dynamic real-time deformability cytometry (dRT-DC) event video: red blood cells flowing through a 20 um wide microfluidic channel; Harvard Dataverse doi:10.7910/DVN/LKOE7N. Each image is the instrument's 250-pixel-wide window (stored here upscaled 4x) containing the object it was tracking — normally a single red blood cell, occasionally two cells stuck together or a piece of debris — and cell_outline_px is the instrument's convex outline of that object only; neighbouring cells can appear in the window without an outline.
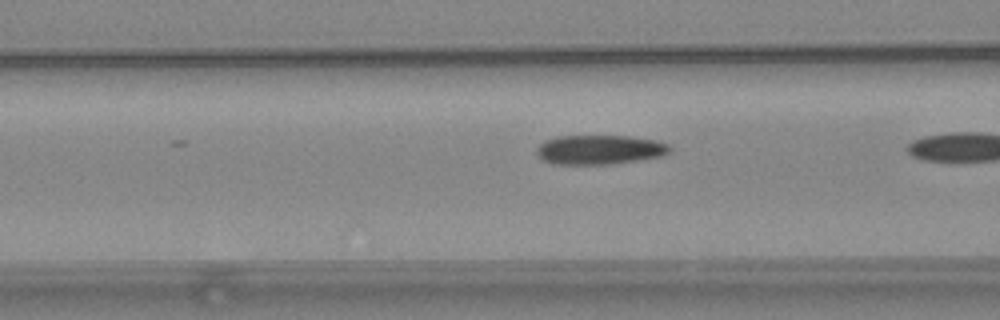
{"species": "common noctule bat (a hibernating species)", "species_latin": "Nyctalus noctula", "temperature_condition": "warm", "stored_images_in_passage": 6, "camera_frame_rate_fps": 3000, "um_per_image_px": 0.085, "animal": {"sex": "female", "body_mass_g": 24.6, "forearm_length_mm": 56.2}, "frame": {"image": 1, "passage_image": 5, "time_ms": 1.333, "image_size_px": [1000, 320], "cell_outline_px": [[672, 152], [660, 156], [636, 160], [608, 164], [552, 164], [544, 160], [536, 152], [536, 148], [540, 144], [548, 140], [560, 136], [628, 136], [656, 140], [668, 144], [672, 148]], "centroid_in_image_um": [51.0, 12.72], "position_along_channel_um": 115.6, "area_um2": 22.6}}